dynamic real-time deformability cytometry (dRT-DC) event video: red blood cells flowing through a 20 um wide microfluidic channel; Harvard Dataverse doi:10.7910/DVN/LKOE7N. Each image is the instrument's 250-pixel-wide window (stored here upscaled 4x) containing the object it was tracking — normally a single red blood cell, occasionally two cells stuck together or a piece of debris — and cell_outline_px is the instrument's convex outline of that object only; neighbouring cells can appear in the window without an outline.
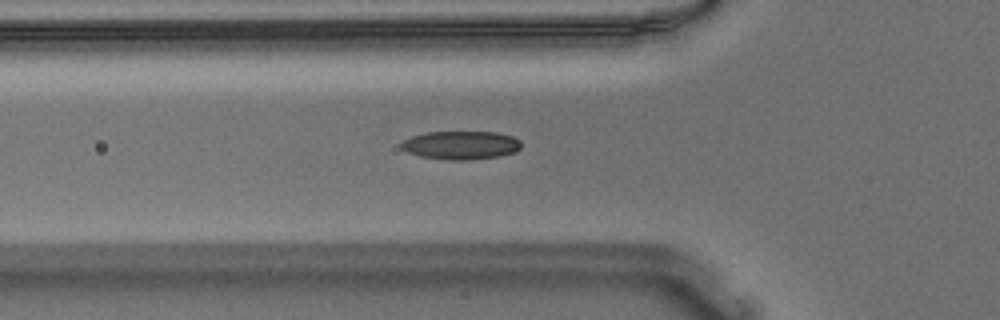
{"species": "Egyptian fruit bat (a non-hibernating species)", "species_latin": "Rousettus aegyptiacus", "temperature_condition": "warm", "stored_images_in_passage": 38, "camera_frame_rate_fps": 3000, "um_per_image_px": 0.085, "animal": {"sex": "male"}, "frame": {"image": 1, "passage_image": 2, "time_ms": 0.333, "image_size_px": [1000, 320], "cell_outline_px": [[520, 148], [516, 152], [500, 156], [472, 160], [448, 160], [420, 156], [408, 152], [400, 148], [400, 144], [404, 140], [412, 136], [428, 132], [496, 132], [512, 136], [520, 140]], "centroid_in_image_um": [39.19, 12.35], "position_along_channel_um": 86.6, "area_um2": 19.94}}
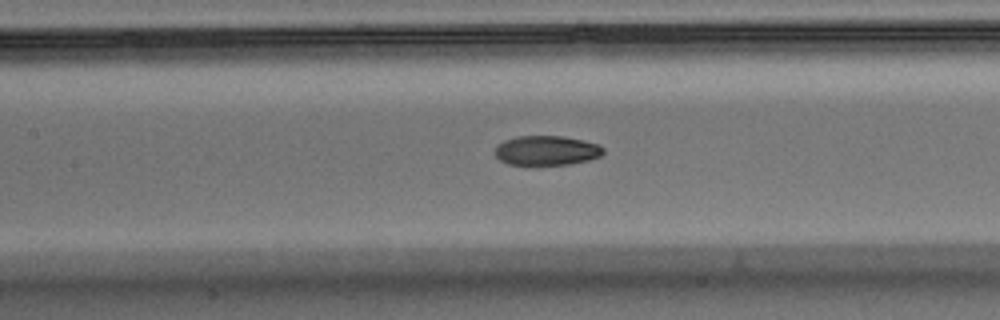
{"frame": {"image": 2, "passage_image": 8, "time_ms": 2.333, "image_size_px": [1000, 320], "cell_outline_px": [[604, 152], [600, 156], [588, 160], [572, 164], [508, 164], [500, 160], [496, 156], [496, 148], [504, 140], [516, 136], [564, 136], [596, 144], [604, 148]], "centroid_in_image_um": [46.46, 12.79], "position_along_channel_um": 160.9, "area_um2": 18.38}}
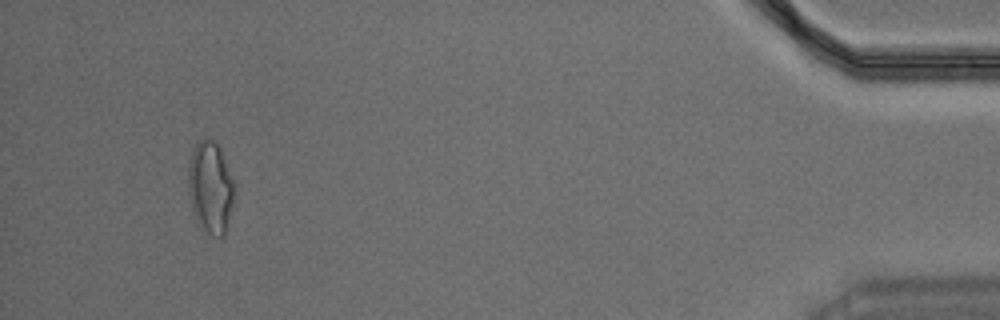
{"frame": {"image": 3, "passage_image": 35, "time_ms": 11.333, "image_size_px": [1000, 320], "cell_outline_px": [[236, 188], [228, 228], [224, 236], [212, 236], [196, 220], [192, 212], [188, 192], [188, 160], [192, 148], [196, 140], [204, 136], [208, 136], [216, 140], [220, 148], [236, 184]], "centroid_in_image_um": [17.89, 15.85], "position_along_channel_um": 417.3, "area_um2": 25.78}}